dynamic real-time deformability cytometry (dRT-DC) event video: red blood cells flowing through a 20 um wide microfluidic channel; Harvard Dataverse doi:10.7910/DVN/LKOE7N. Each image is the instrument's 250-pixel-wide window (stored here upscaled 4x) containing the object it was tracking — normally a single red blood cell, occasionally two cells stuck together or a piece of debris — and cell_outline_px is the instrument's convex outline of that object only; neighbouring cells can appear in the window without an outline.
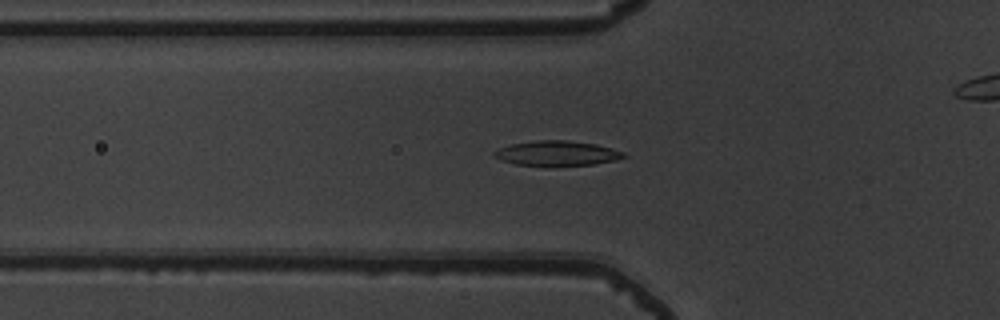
{"species": "common noctule bat (a hibernating species)", "species_latin": "Nyctalus noctula", "temperature_condition": "warm", "stored_images_in_passage": 48, "camera_frame_rate_fps": 3000, "um_per_image_px": 0.085, "animal": {"sex": "male", "body_mass_g": 19.5, "forearm_length_mm": 54.6}, "frame": {"image": 1, "passage_image": 20, "time_ms": 6.333, "image_size_px": [1000, 320], "cell_outline_px": [[628, 156], [616, 160], [592, 164], [516, 164], [492, 156], [492, 152], [500, 148], [512, 144], [536, 140], [568, 140], [596, 144], [612, 148], [624, 152]], "centroid_in_image_um": [47.38, 12.99], "position_along_channel_um": 78.4, "area_um2": 18.21}}
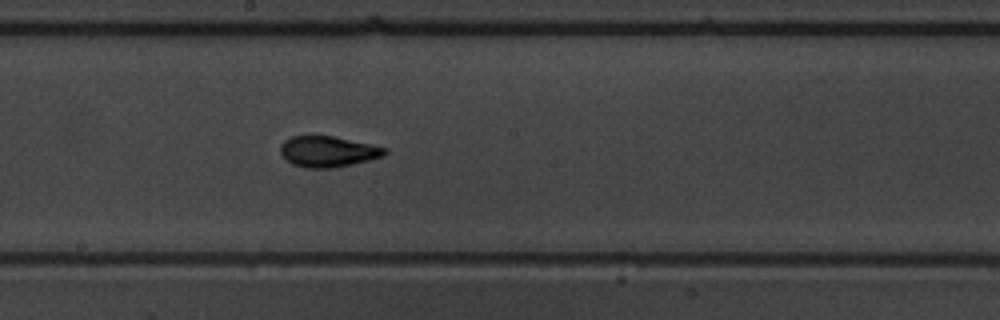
{"frame": {"image": 2, "passage_image": 31, "time_ms": 10.0, "image_size_px": [1000, 320], "cell_outline_px": [[388, 152], [384, 156], [352, 164], [332, 168], [304, 168], [292, 164], [280, 152], [280, 144], [284, 140], [292, 136], [332, 136], [388, 148]], "centroid_in_image_um": [27.87, 12.88], "position_along_channel_um": 220.3, "area_um2": 18.67}}
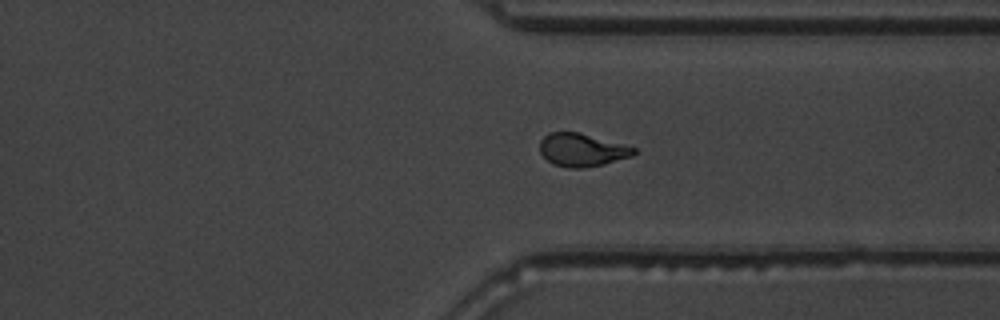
{"frame": {"image": 3, "passage_image": 42, "time_ms": 13.667, "image_size_px": [1000, 320], "cell_outline_px": [[636, 152], [632, 156], [604, 164], [584, 168], [568, 168], [552, 164], [540, 152], [540, 140], [548, 132], [580, 132], [636, 148]], "centroid_in_image_um": [49.45, 12.74], "position_along_channel_um": 362.0, "area_um2": 18.09}}